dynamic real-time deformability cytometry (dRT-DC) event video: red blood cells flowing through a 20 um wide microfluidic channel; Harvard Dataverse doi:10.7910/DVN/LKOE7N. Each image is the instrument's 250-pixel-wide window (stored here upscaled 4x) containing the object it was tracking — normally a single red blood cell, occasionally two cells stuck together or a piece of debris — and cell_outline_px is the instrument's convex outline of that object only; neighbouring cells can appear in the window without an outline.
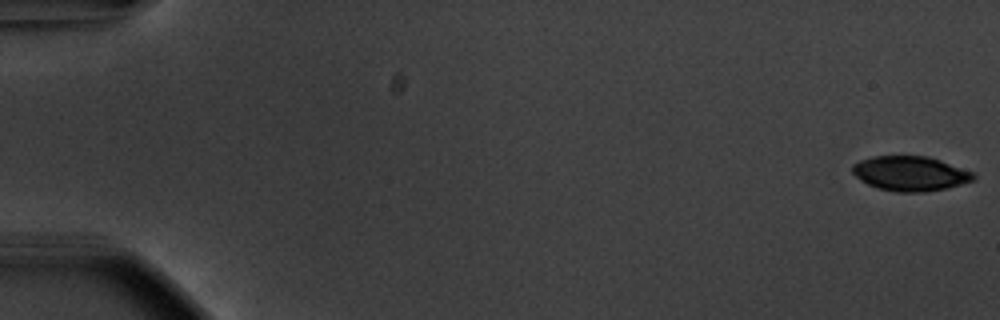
{"species": "common noctule bat (a hibernating species)", "species_latin": "Nyctalus noctula", "temperature_condition": "warm", "stored_images_in_passage": 56, "segment_of_instrument_passage": [1, 2], "camera_frame_rate_fps": 3000, "um_per_image_px": 0.085, "animal": {"sex": "male", "body_mass_g": 20.1, "forearm_length_mm": 53.5}, "frame": {"image": 1, "passage_image": 1, "time_ms": 0.0, "image_size_px": [1000, 320], "cell_outline_px": [[976, 180], [948, 188], [924, 192], [896, 192], [880, 188], [868, 184], [860, 180], [852, 172], [852, 164], [860, 160], [872, 156], [928, 156], [940, 160], [972, 172], [976, 176]], "centroid_in_image_um": [77.38, 14.75], "position_along_channel_um": 7.6, "area_um2": 24.51}}
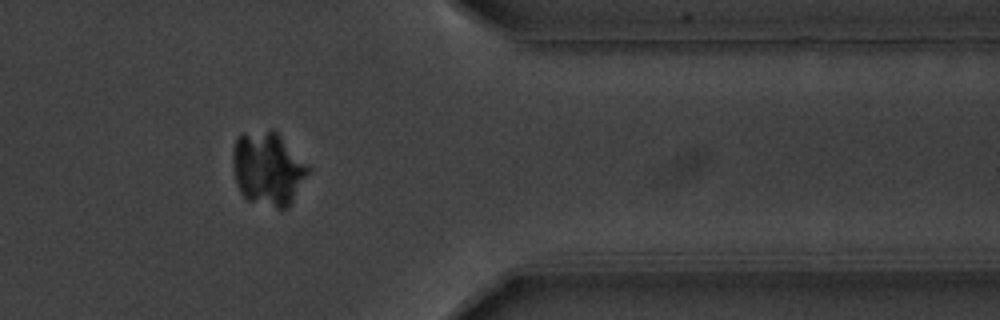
{"frame": {"image": 2, "passage_image": 46, "time_ms": 15.0, "image_size_px": [1000, 320], "cell_outline_px": [[312, 168], [288, 208], [276, 208], [248, 200], [240, 192], [236, 184], [232, 168], [232, 148], [236, 140], [240, 136], [272, 128]], "centroid_in_image_um": [22.77, 14.35], "position_along_channel_um": 388.6, "area_um2": 32.31}}
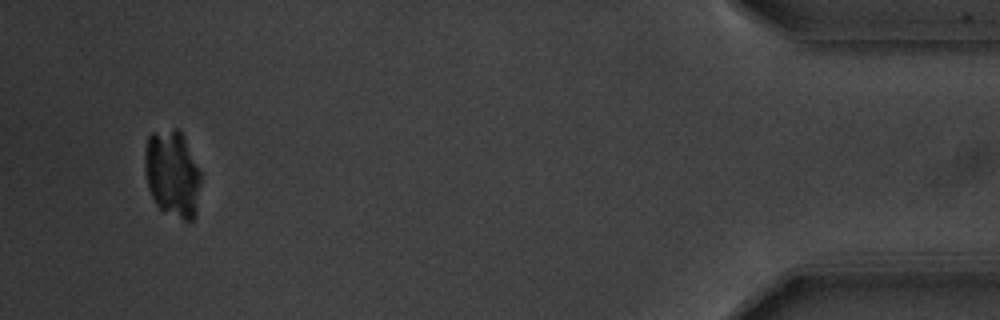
{"frame": {"image": 3, "passage_image": 53, "time_ms": 17.333, "image_size_px": [1000, 320], "cell_outline_px": [[200, 184], [196, 216], [192, 220], [184, 220], [160, 208], [156, 204], [148, 188], [144, 168], [144, 152], [148, 136], [152, 132], [172, 128], [176, 128], [184, 136], [200, 172]], "centroid_in_image_um": [14.64, 14.74], "position_along_channel_um": 420.6, "area_um2": 28.38}}